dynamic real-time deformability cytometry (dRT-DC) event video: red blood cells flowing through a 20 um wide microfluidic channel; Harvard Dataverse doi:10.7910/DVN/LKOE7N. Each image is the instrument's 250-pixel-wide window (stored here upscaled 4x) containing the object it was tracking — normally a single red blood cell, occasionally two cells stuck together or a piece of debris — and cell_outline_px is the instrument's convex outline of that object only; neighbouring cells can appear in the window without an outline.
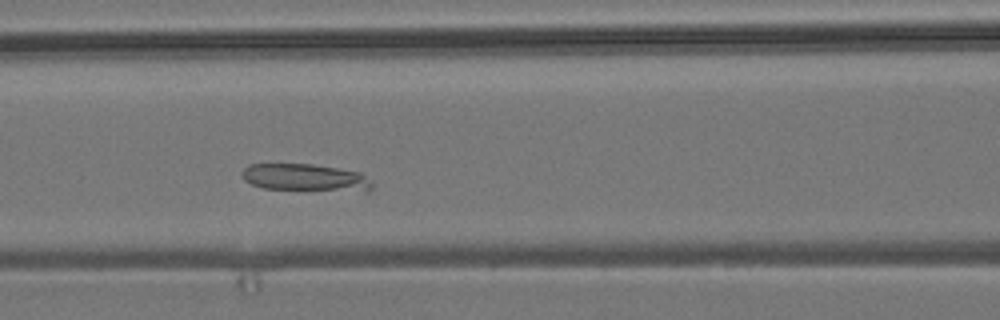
{"species": "common noctule bat (a hibernating species)", "species_latin": "Nyctalus noctula", "temperature_condition": "room temperature", "stored_images_in_passage": 21, "camera_frame_rate_fps": 3000, "um_per_image_px": 0.085, "animal": {"sex": "male", "body_mass_g": 19.2, "forearm_length_mm": 51.8}, "frame": {"image": 1, "passage_image": 13, "time_ms": 4.0, "image_size_px": [1000, 320], "cell_outline_px": [[372, 188], [368, 192], [364, 192], [264, 188], [252, 184], [244, 180], [240, 172], [248, 164], [312, 164], [360, 172], [372, 184]], "centroid_in_image_um": [25.95, 15.1], "position_along_channel_um": 140.6, "area_um2": 20.81}}